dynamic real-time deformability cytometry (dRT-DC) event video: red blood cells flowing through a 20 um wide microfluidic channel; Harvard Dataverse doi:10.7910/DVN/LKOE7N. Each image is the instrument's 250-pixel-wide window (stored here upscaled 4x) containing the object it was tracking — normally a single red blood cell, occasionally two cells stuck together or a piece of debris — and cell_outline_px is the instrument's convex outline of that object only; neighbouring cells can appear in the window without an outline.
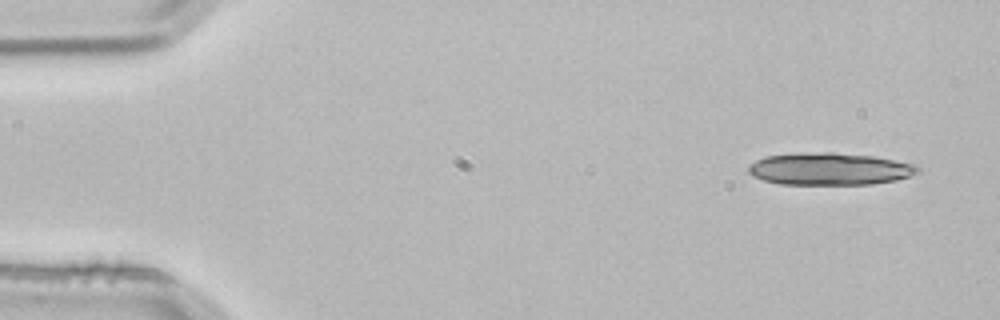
{"species": "common noctule bat (a hibernating species)", "species_latin": "Nyctalus noctula", "temperature_condition": "room temperature", "stored_images_in_passage": 3, "camera_frame_rate_fps": 3000, "um_per_image_px": 0.085, "animal": {"sex": "male", "body_mass_g": 21.5, "forearm_length_mm": 52.0}, "frame": {"image": 1, "passage_image": 1, "time_ms": 0.0, "image_size_px": [1000, 320], "cell_outline_px": [[920, 172], [896, 180], [872, 184], [780, 184], [764, 180], [752, 176], [748, 172], [748, 164], [764, 156], [824, 152], [832, 152], [872, 156], [916, 164], [920, 168]], "centroid_in_image_um": [70.52, 14.36], "position_along_channel_um": 14.5, "area_um2": 31.67}}